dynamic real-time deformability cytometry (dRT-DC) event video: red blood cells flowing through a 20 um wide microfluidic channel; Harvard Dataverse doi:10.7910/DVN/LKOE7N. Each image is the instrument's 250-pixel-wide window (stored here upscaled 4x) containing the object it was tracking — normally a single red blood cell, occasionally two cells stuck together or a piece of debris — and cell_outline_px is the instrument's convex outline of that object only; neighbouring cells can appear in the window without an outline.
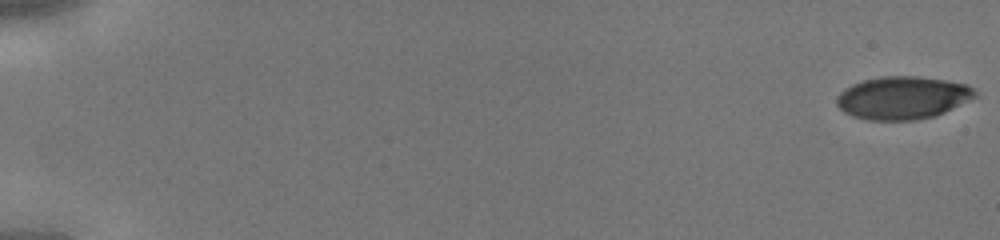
{"species": "human", "species_latin": "Homo sapiens", "temperature_condition": "cold", "stored_images_in_passage": 45, "camera_frame_rate_fps": 3000, "um_per_image_px": 0.085, "donor": {"sex": "male"}, "frame": {"image": 1, "passage_image": 1, "time_ms": 0.0, "image_size_px": [1000, 240], "cell_outline_px": [[976, 96], [936, 116], [916, 120], [868, 120], [852, 116], [844, 112], [836, 104], [836, 96], [844, 88], [852, 84], [864, 80], [880, 76], [916, 76], [944, 80], [968, 84], [976, 92]], "centroid_in_image_um": [76.68, 8.31], "position_along_channel_um": 8.3, "area_um2": 34.51}}
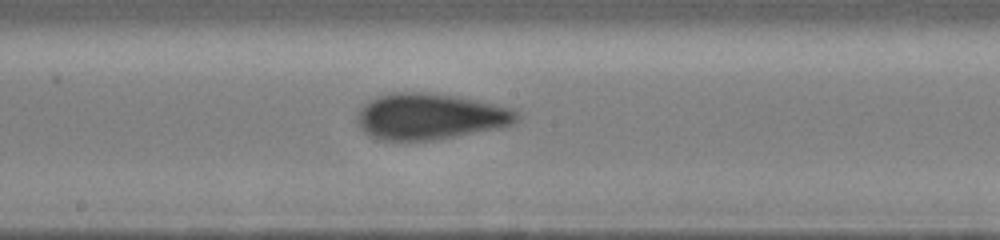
{"frame": {"image": 2, "passage_image": 26, "time_ms": 8.333, "image_size_px": [1000, 240], "cell_outline_px": [[520, 116], [516, 124], [504, 128], [432, 140], [380, 140], [368, 136], [360, 128], [356, 120], [356, 116], [360, 108], [364, 104], [376, 96], [392, 92], [424, 92], [452, 96], [476, 100], [512, 108]], "centroid_in_image_um": [36.55, 9.91], "position_along_channel_um": 211.6, "area_um2": 43.23}}
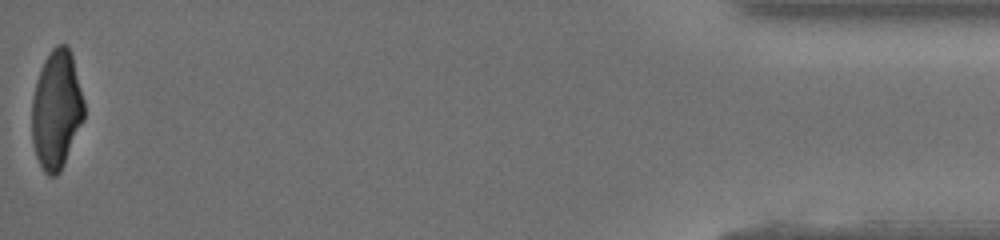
{"frame": {"image": 3, "passage_image": 45, "time_ms": 14.667, "image_size_px": [1000, 240], "cell_outline_px": [[84, 120], [60, 172], [56, 176], [48, 176], [44, 172], [36, 156], [32, 140], [32, 100], [36, 80], [44, 60], [52, 48], [56, 44], [68, 44], [72, 56], [84, 100]], "centroid_in_image_um": [4.8, 9.32], "position_along_channel_um": 430.4, "area_um2": 36.18}}